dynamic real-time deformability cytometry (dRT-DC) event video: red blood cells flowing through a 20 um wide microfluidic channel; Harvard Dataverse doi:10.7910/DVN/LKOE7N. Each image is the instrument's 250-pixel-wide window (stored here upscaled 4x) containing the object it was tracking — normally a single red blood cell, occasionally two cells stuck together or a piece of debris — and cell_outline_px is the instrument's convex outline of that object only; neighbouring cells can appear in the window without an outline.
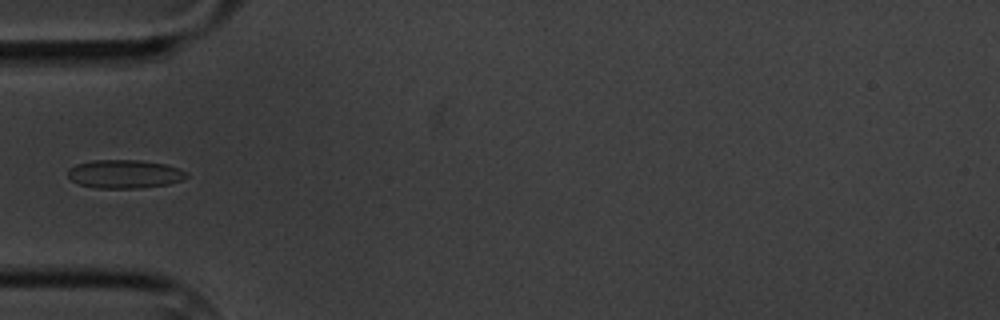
{"species": "common noctule bat (a hibernating species)", "species_latin": "Nyctalus noctula", "temperature_condition": "cold", "stored_images_in_passage": 5, "camera_frame_rate_fps": 3000, "um_per_image_px": 0.085, "animal": {"sex": "male", "body_mass_g": 20.1, "forearm_length_mm": 53.5}, "frame": {"image": 1, "passage_image": 5, "time_ms": 5.333, "image_size_px": [1000, 320], "cell_outline_px": [[188, 176], [180, 180], [168, 184], [140, 188], [96, 188], [80, 184], [72, 180], [68, 176], [68, 168], [76, 164], [92, 160], [140, 160], [164, 164], [180, 168], [188, 172]], "centroid_in_image_um": [10.59, 14.78], "position_along_channel_um": 74.4, "area_um2": 19.71}}